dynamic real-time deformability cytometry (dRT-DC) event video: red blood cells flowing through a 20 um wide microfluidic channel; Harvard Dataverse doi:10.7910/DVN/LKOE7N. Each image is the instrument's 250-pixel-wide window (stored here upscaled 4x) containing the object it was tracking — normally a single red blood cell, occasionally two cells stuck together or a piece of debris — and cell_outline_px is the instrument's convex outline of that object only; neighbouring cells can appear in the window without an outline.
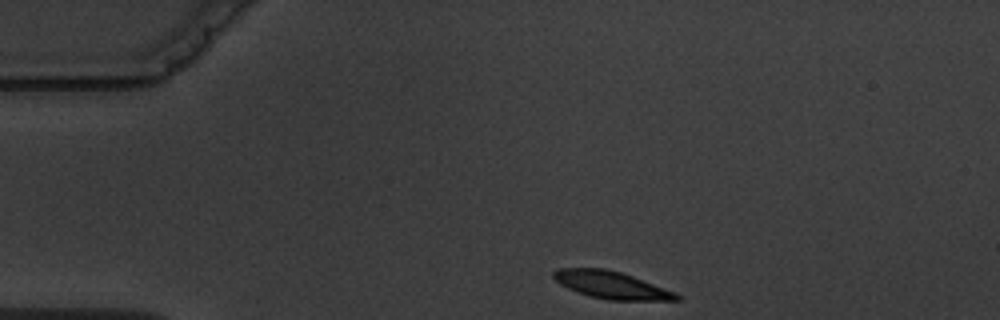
{"species": "common noctule bat (a hibernating species)", "species_latin": "Nyctalus noctula", "temperature_condition": "warm", "stored_images_in_passage": 8, "camera_frame_rate_fps": 3000, "um_per_image_px": 0.085, "animal": {"sex": "male", "body_mass_g": 19.5, "forearm_length_mm": 54.6}, "frame": {"image": 1, "passage_image": 1, "time_ms": 0.0, "image_size_px": [1000, 320], "cell_outline_px": [[684, 296], [680, 300], [608, 300], [576, 292], [560, 284], [552, 276], [552, 272], [556, 268], [604, 268], [620, 272], [632, 276], [676, 292]], "centroid_in_image_um": [51.98, 24.22], "position_along_channel_um": 33.0, "area_um2": 19.59}}
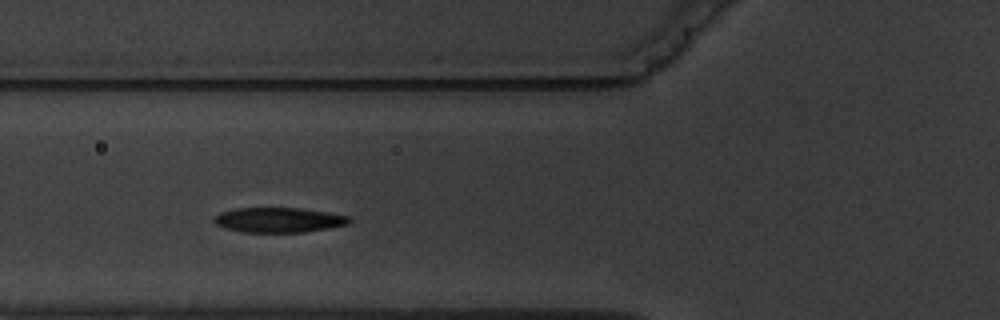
{"frame": {"image": 2, "passage_image": 4, "time_ms": 3.333, "image_size_px": [1000, 320], "cell_outline_px": [[352, 220], [348, 224], [328, 228], [304, 232], [244, 232], [224, 228], [216, 224], [212, 220], [212, 216], [220, 212], [236, 208], [300, 208], [328, 212], [352, 216]], "centroid_in_image_um": [23.68, 18.69], "position_along_channel_um": 102.1, "area_um2": 19.83}}
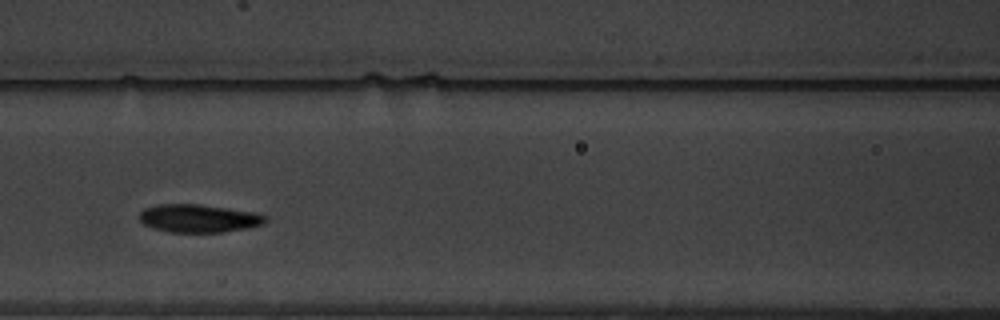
{"frame": {"image": 3, "passage_image": 5, "time_ms": 4.667, "image_size_px": [1000, 320], "cell_outline_px": [[268, 220], [264, 224], [248, 228], [224, 232], [168, 232], [152, 228], [144, 224], [140, 220], [140, 212], [144, 208], [160, 204], [196, 204], [256, 212], [268, 216]], "centroid_in_image_um": [16.92, 18.56], "position_along_channel_um": 149.7, "area_um2": 20.69}}